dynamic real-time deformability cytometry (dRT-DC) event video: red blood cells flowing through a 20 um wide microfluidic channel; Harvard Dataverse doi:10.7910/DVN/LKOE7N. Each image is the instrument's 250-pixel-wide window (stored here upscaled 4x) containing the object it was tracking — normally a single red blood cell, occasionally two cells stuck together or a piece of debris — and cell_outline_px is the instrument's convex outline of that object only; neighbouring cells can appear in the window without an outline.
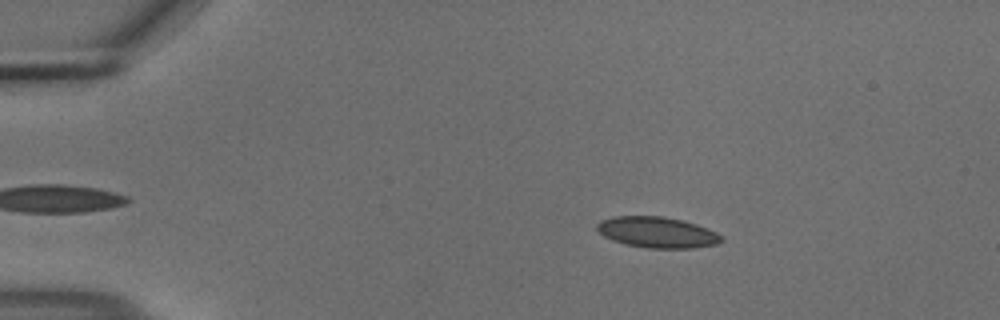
{"species": "common noctule bat (a hibernating species)", "species_latin": "Nyctalus noctula", "temperature_condition": "cold", "stored_images_in_passage": 55, "camera_frame_rate_fps": 3000, "um_per_image_px": 0.085, "animal": {"sex": "male", "body_mass_g": 18.8}, "frame": {"image": 1, "passage_image": 10, "time_ms": 3.0, "image_size_px": [1000, 320], "cell_outline_px": [[724, 240], [716, 244], [692, 248], [648, 248], [624, 244], [612, 240], [604, 236], [596, 228], [596, 224], [600, 220], [612, 216], [664, 216], [696, 224], [708, 228], [724, 236]], "centroid_in_image_um": [55.86, 19.74], "position_along_channel_um": 29.1, "area_um2": 22.54}}
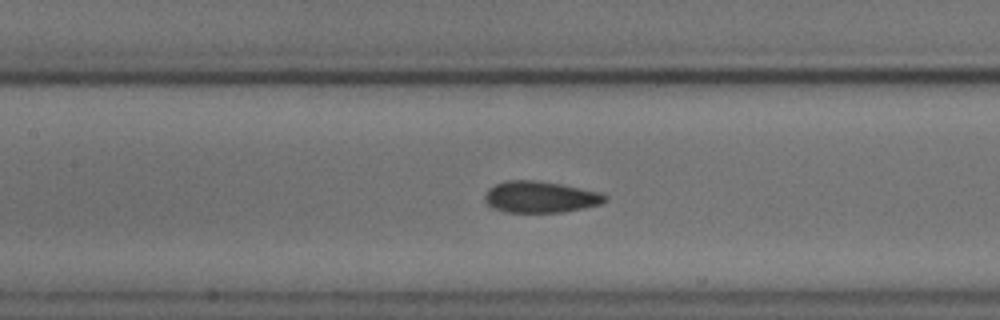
{"frame": {"image": 2, "passage_image": 26, "time_ms": 8.333, "image_size_px": [1000, 320], "cell_outline_px": [[608, 200], [600, 204], [584, 208], [564, 212], [504, 212], [492, 208], [484, 200], [484, 196], [488, 188], [496, 184], [508, 180], [540, 180], [564, 184], [600, 192], [608, 196]], "centroid_in_image_um": [45.94, 16.73], "position_along_channel_um": 161.5, "area_um2": 22.37}}
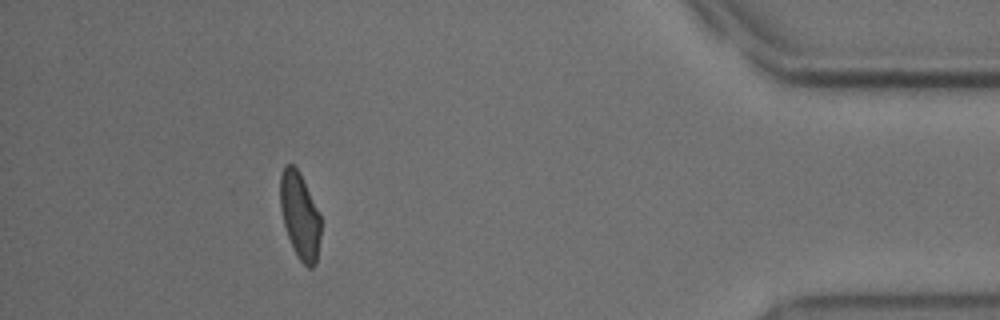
{"frame": {"image": 3, "passage_image": 50, "time_ms": 16.333, "image_size_px": [1000, 320], "cell_outline_px": [[320, 236], [316, 264], [312, 268], [308, 268], [296, 256], [292, 248], [284, 224], [280, 208], [280, 176], [284, 164], [292, 164], [300, 172], [320, 212]], "centroid_in_image_um": [25.49, 18.32], "position_along_channel_um": 409.7, "area_um2": 20.69}, "authors_computed_cell_mechanics": {"area_um2": 21.7906, "velocity_mm_per_s": 3.6994, "shape_relaxation_time_tau1_ms": 6.3775, "shape_relaxation_time_tau2_ms": 1.6268, "deformation_change_tau1": 0.1133, "deformation_change_tau2": 0.0488}}